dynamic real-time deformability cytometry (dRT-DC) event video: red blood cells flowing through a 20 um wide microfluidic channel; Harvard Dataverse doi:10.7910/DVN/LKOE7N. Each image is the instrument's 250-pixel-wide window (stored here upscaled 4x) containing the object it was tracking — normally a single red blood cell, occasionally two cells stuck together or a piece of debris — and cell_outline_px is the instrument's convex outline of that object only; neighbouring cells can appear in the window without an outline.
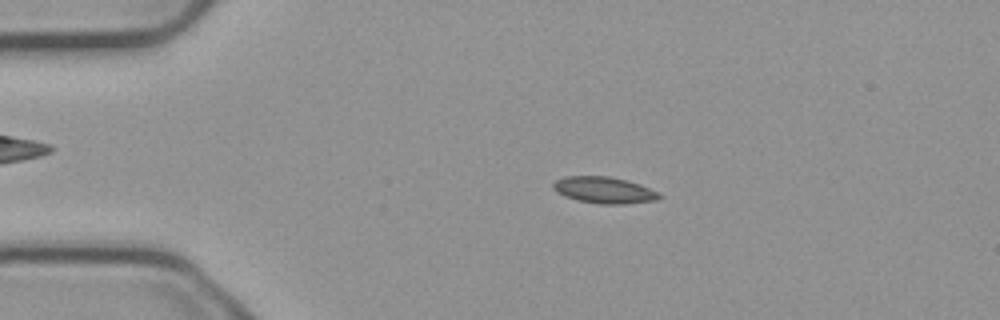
{"species": "common noctule bat (a hibernating species)", "species_latin": "Nyctalus noctula", "temperature_condition": "cold", "stored_images_in_passage": 55, "camera_frame_rate_fps": 3000, "um_per_image_px": 0.085, "animal": {"sex": "male", "body_mass_g": 23.1, "forearm_length_mm": 52.7}, "frame": {"image": 1, "passage_image": 11, "time_ms": 3.333, "image_size_px": [1000, 320], "cell_outline_px": [[664, 196], [656, 200], [624, 204], [604, 204], [580, 200], [564, 196], [556, 192], [552, 188], [552, 184], [556, 180], [564, 176], [608, 176], [628, 180], [640, 184], [660, 192]], "centroid_in_image_um": [51.38, 16.15], "position_along_channel_um": 33.6, "area_um2": 16.47}}
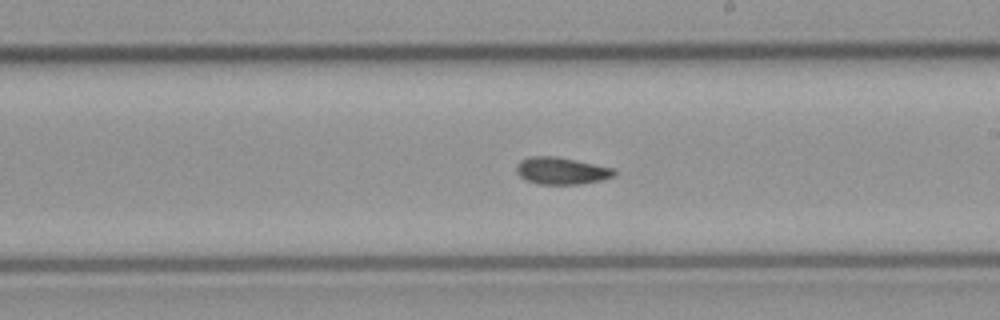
{"frame": {"image": 2, "passage_image": 31, "time_ms": 10.0, "image_size_px": [1000, 320], "cell_outline_px": [[616, 176], [600, 180], [580, 184], [536, 184], [520, 176], [516, 172], [516, 164], [520, 160], [528, 156], [556, 156], [576, 160], [612, 168], [616, 172]], "centroid_in_image_um": [47.69, 14.51], "position_along_channel_um": 241.3, "area_um2": 15.43}}
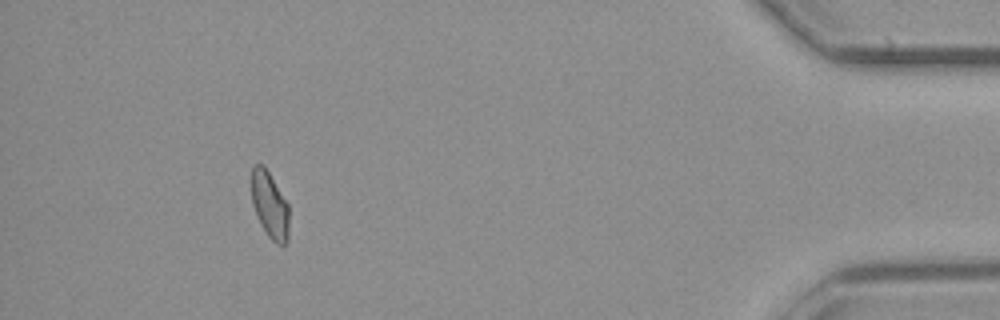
{"frame": {"image": 3, "passage_image": 50, "time_ms": 16.333, "image_size_px": [1000, 320], "cell_outline_px": [[288, 240], [284, 244], [276, 244], [268, 236], [260, 224], [252, 204], [252, 168], [256, 164], [264, 164], [288, 204]], "centroid_in_image_um": [22.92, 17.43], "position_along_channel_um": 412.3, "area_um2": 14.45}, "authors_computed_cell_mechanics": {"area_um2": 15.3748, "velocity_mm_per_s": 3.7456, "shape_relaxation_time_tau1_ms": null, "shape_relaxation_time_tau2_ms": 2.9137, "deformation_change_tau1": null, "deformation_change_tau2": 0.058}}